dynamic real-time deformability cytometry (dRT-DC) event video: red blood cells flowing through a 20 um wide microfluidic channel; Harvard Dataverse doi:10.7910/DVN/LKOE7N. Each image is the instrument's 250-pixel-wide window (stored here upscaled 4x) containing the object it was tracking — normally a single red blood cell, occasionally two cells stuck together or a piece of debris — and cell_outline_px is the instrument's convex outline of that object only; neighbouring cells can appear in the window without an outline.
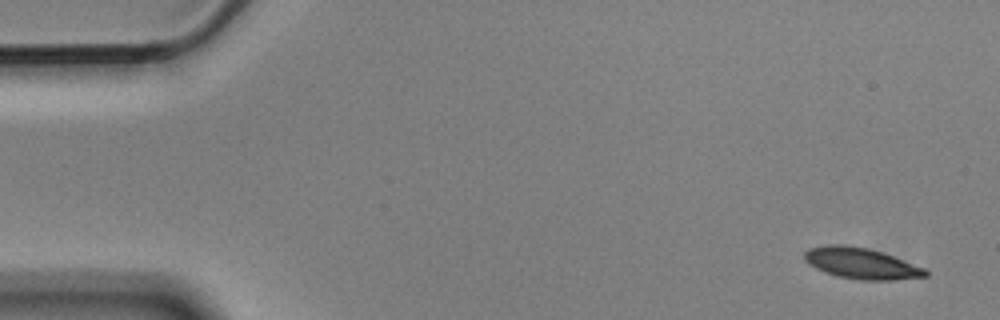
{"species": "Egyptian fruit bat (a non-hibernating species)", "species_latin": "Rousettus aegyptiacus", "temperature_condition": "cold", "stored_images_in_passage": 3, "segment_of_instrument_passage": [2, 2], "camera_frame_rate_fps": 3000, "um_per_image_px": 0.085, "animal": {"sex": "male"}, "frame": {"image": 1, "passage_image": 3, "time_ms": 0.667, "image_size_px": [1000, 320], "cell_outline_px": [[928, 276], [896, 280], [860, 280], [836, 276], [816, 268], [808, 264], [804, 260], [804, 252], [808, 248], [824, 244], [844, 244], [868, 248], [884, 252], [924, 268], [928, 272]], "centroid_in_image_um": [73.18, 22.37], "position_along_channel_um": 11.8, "area_um2": 22.14}}